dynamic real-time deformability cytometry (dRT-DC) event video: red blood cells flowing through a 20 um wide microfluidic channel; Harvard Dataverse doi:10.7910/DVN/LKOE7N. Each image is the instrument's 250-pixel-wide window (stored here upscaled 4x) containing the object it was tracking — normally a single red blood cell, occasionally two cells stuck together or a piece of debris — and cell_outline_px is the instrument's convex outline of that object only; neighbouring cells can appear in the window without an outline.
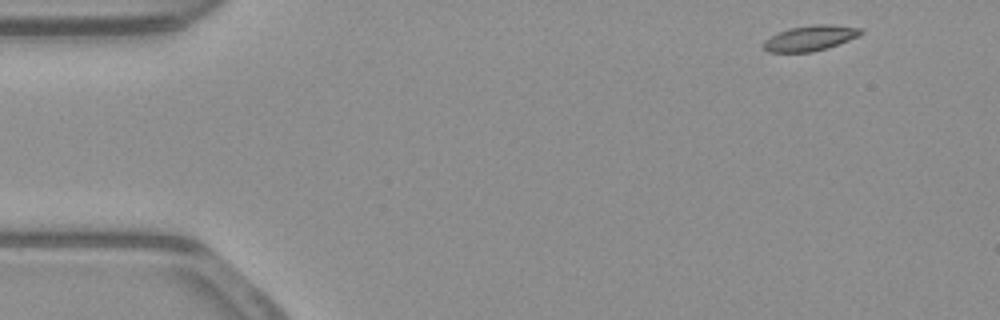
{"species": "common noctule bat (a hibernating species)", "species_latin": "Nyctalus noctula", "temperature_condition": "warm", "stored_images_in_passage": 50, "camera_frame_rate_fps": 3000, "um_per_image_px": 0.085, "animal": {"sex": "male", "body_mass_g": 23.1, "forearm_length_mm": 52.7}, "frame": {"image": 1, "passage_image": 1, "time_ms": 0.0, "image_size_px": [1000, 320], "cell_outline_px": [[864, 32], [860, 36], [828, 48], [812, 52], [768, 52], [764, 48], [764, 40], [788, 28], [812, 24], [828, 24], [860, 28]], "centroid_in_image_um": [68.9, 3.24], "position_along_channel_um": 16.1, "area_um2": 14.39}}
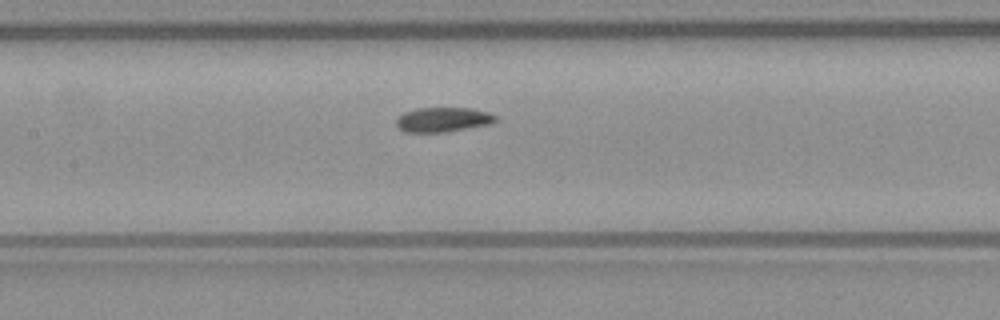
{"frame": {"image": 2, "passage_image": 21, "time_ms": 6.667, "image_size_px": [1000, 320], "cell_outline_px": [[496, 120], [488, 124], [444, 132], [404, 132], [396, 124], [396, 120], [404, 112], [416, 108], [468, 108], [488, 112], [496, 116]], "centroid_in_image_um": [37.61, 10.16], "position_along_channel_um": 169.8, "area_um2": 13.99}}
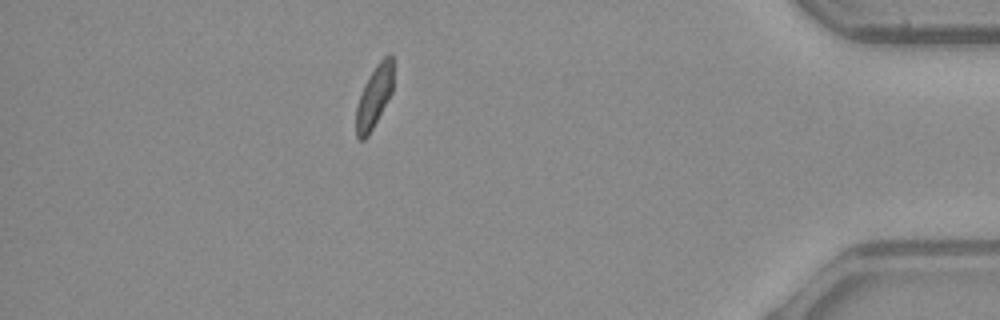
{"frame": {"image": 3, "passage_image": 43, "time_ms": 14.0, "image_size_px": [1000, 320], "cell_outline_px": [[392, 92], [368, 136], [364, 140], [360, 140], [356, 136], [356, 108], [364, 84], [368, 76], [376, 64], [388, 52], [392, 56]], "centroid_in_image_um": [31.79, 8.21], "position_along_channel_um": 403.4, "area_um2": 13.29}, "authors_computed_cell_mechanics": {"area_um2": 14.2766, "velocity_mm_per_s": 3.8708, "shape_relaxation_time_tau1_ms": 3.9327, "shape_relaxation_time_tau2_ms": 5.1676, "deformation_change_tau1": 0.1378, "deformation_change_tau2": 0.0991}}